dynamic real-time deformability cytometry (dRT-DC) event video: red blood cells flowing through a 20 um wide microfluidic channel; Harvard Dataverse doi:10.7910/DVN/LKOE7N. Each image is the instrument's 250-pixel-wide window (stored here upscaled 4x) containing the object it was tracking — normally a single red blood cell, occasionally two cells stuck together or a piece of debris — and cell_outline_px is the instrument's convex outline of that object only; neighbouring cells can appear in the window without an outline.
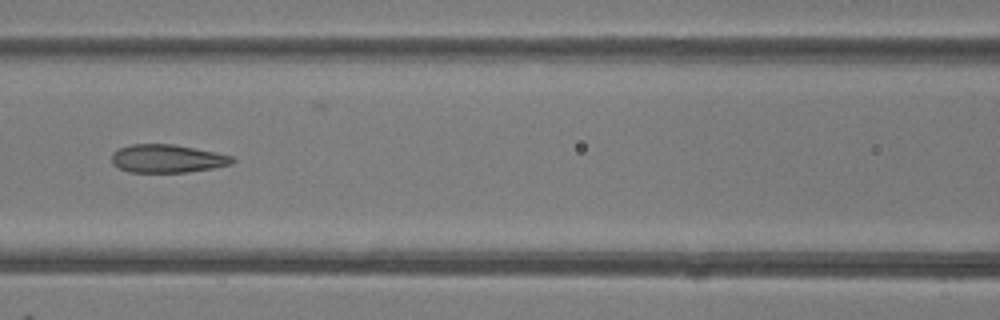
{"species": "common noctule bat (a hibernating species)", "species_latin": "Nyctalus noctula", "temperature_condition": "room temperature", "stored_images_in_passage": 8, "camera_frame_rate_fps": 3000, "um_per_image_px": 0.085, "animal": {"sex": "female"}, "frame": {"image": 1, "passage_image": 7, "time_ms": 6.667, "image_size_px": [1000, 320], "cell_outline_px": [[236, 160], [232, 164], [212, 168], [188, 172], [128, 172], [112, 164], [112, 152], [120, 148], [132, 144], [172, 144], [216, 152], [232, 156]], "centroid_in_image_um": [14.22, 13.48], "position_along_channel_um": 152.4, "area_um2": 19.77}}